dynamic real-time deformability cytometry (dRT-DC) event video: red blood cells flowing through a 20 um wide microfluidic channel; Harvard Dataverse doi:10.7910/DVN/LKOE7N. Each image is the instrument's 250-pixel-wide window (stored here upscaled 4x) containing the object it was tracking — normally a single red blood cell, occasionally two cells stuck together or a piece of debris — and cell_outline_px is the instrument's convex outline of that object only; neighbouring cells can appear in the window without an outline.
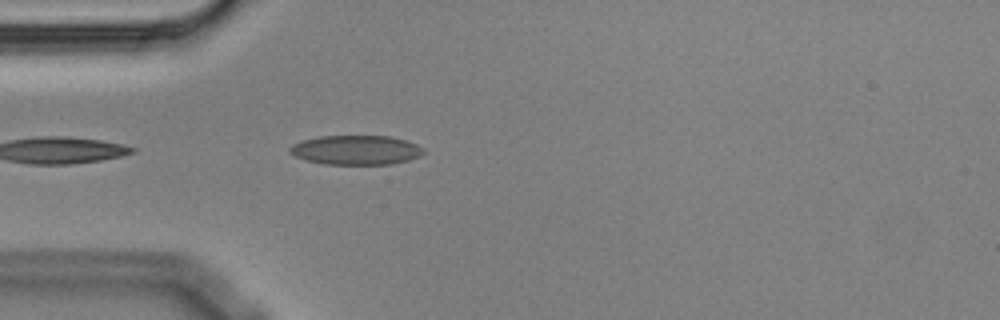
{"species": "Egyptian fruit bat (a non-hibernating species)", "species_latin": "Rousettus aegyptiacus", "temperature_condition": "cold", "stored_images_in_passage": 5, "camera_frame_rate_fps": 3000, "um_per_image_px": 0.085, "animal": {"sex": "male"}, "frame": {"image": 1, "passage_image": 5, "time_ms": 1.333, "image_size_px": [1000, 320], "cell_outline_px": [[424, 152], [420, 156], [408, 160], [392, 164], [324, 164], [308, 160], [296, 156], [288, 152], [288, 148], [292, 144], [304, 140], [320, 136], [388, 136], [404, 140], [416, 144], [424, 148]], "centroid_in_image_um": [30.26, 12.75], "position_along_channel_um": 54.7, "area_um2": 22.77}}